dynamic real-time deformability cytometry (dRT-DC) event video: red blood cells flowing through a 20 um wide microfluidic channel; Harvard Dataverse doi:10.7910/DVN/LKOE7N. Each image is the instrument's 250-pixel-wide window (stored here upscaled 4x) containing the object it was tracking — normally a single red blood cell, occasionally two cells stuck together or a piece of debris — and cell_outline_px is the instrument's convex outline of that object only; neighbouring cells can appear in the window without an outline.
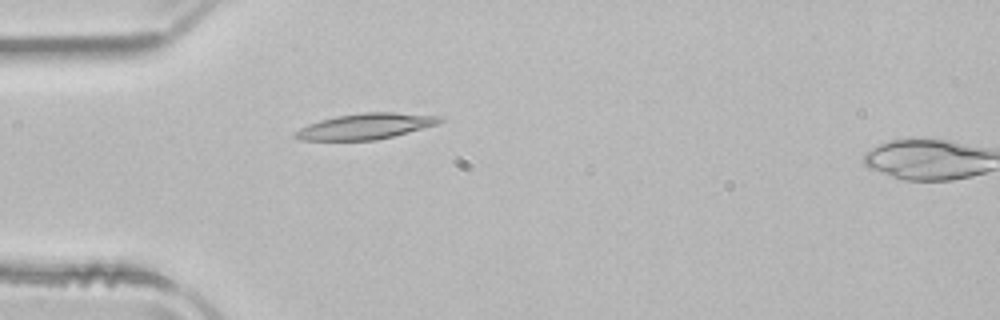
{"species": "common noctule bat (a hibernating species)", "species_latin": "Nyctalus noctula", "temperature_condition": "room temperature", "stored_images_in_passage": 23, "camera_frame_rate_fps": 3000, "um_per_image_px": 0.085, "animal": {"sex": "male", "body_mass_g": 21.5, "forearm_length_mm": 52.0}, "frame": {"image": 1, "passage_image": 1, "time_ms": 0.0, "image_size_px": [1000, 320], "cell_outline_px": [[444, 120], [436, 124], [392, 136], [376, 140], [300, 140], [292, 136], [292, 132], [308, 124], [320, 120], [336, 116], [364, 112], [396, 112], [444, 116]], "centroid_in_image_um": [31.04, 10.72], "position_along_channel_um": 54.0, "area_um2": 21.68}}
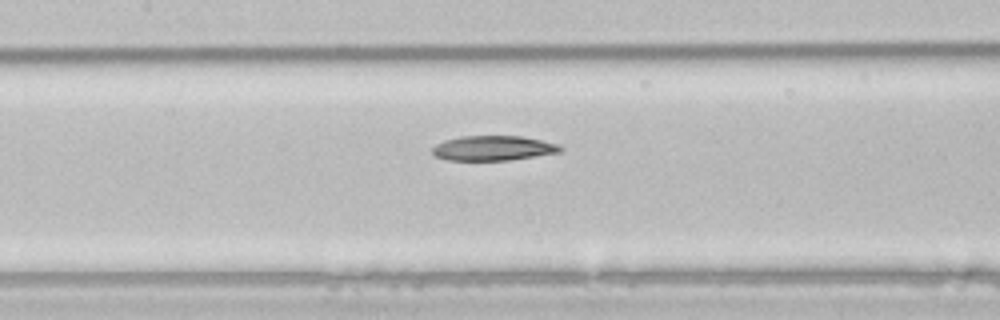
{"frame": {"image": 2, "passage_image": 10, "time_ms": 3.0, "image_size_px": [1000, 320], "cell_outline_px": [[564, 148], [560, 152], [508, 160], [448, 160], [436, 156], [432, 152], [432, 148], [436, 144], [444, 140], [460, 136], [524, 136], [556, 144]], "centroid_in_image_um": [41.89, 12.58], "position_along_channel_um": 165.5, "area_um2": 18.38}}
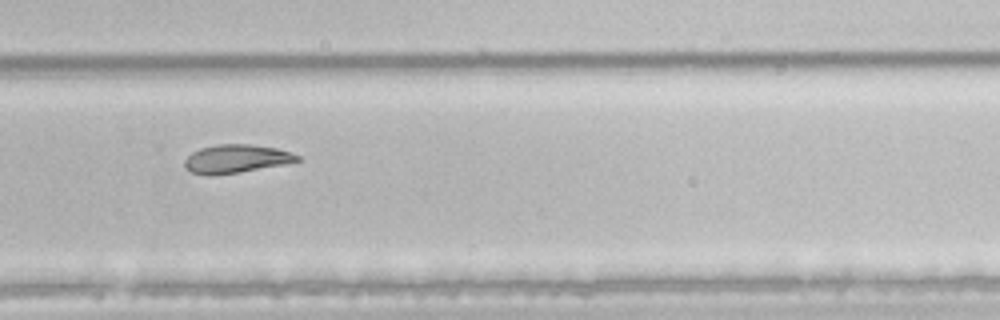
{"frame": {"image": 3, "passage_image": 21, "time_ms": 6.667, "image_size_px": [1000, 320], "cell_outline_px": [[300, 160], [284, 164], [212, 176], [208, 176], [192, 172], [184, 164], [184, 160], [192, 152], [200, 148], [216, 144], [248, 144], [276, 148], [300, 156]], "centroid_in_image_um": [20.03, 13.49], "position_along_channel_um": 309.8, "area_um2": 18.32}}